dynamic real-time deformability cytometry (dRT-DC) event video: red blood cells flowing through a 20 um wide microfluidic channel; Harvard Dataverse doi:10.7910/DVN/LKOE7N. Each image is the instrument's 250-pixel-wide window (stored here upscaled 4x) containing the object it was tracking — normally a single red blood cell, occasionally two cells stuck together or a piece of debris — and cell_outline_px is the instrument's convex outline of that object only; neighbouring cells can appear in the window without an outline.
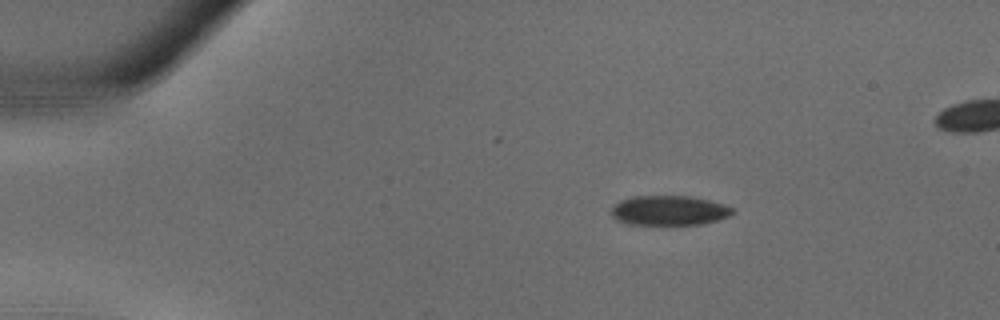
{"species": "common noctule bat (a hibernating species)", "species_latin": "Nyctalus noctula", "temperature_condition": "warm", "stored_images_in_passage": 31, "camera_frame_rate_fps": 3000, "um_per_image_px": 0.085, "animal": {"sex": "male", "body_mass_g": 18.8}, "frame": {"image": 1, "passage_image": 1, "time_ms": 0.0, "image_size_px": [1000, 320], "cell_outline_px": [[736, 212], [728, 216], [704, 224], [628, 224], [616, 220], [608, 212], [612, 204], [620, 200], [632, 196], [688, 196], [708, 200], [724, 204], [732, 208]], "centroid_in_image_um": [56.8, 17.88], "position_along_channel_um": 28.2, "area_um2": 21.15}}
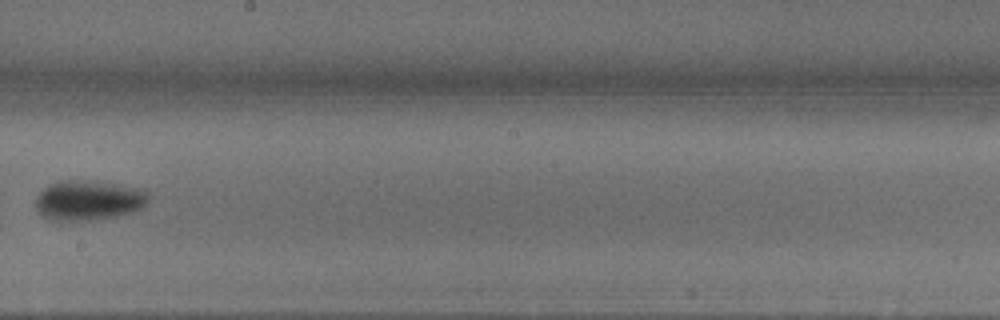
{"frame": {"image": 2, "passage_image": 16, "time_ms": 5.0, "image_size_px": [1000, 320], "cell_outline_px": [[148, 200], [140, 208], [132, 212], [116, 216], [92, 220], [52, 220], [44, 216], [36, 208], [36, 196], [44, 188], [52, 184], [64, 180], [92, 180], [116, 184], [136, 188], [148, 192]], "centroid_in_image_um": [7.51, 17.02], "position_along_channel_um": 240.7, "area_um2": 25.95}}
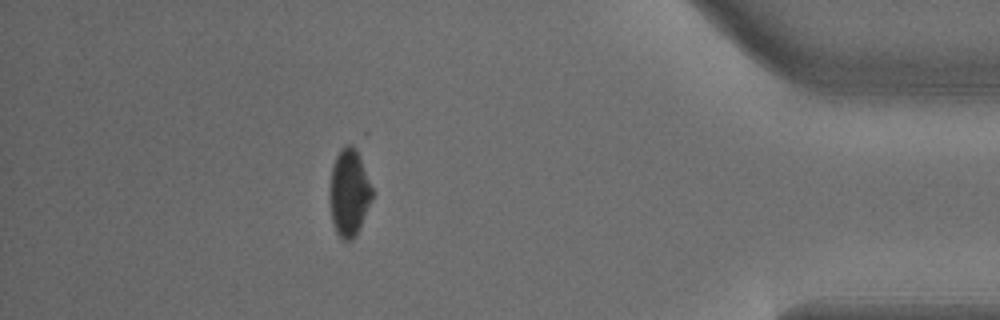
{"frame": {"image": 3, "passage_image": 27, "time_ms": 8.667, "image_size_px": [1000, 320], "cell_outline_px": [[372, 200], [352, 240], [344, 240], [336, 232], [332, 224], [328, 200], [328, 188], [332, 168], [336, 156], [340, 148], [356, 140], [372, 188]], "centroid_in_image_um": [29.65, 16.26], "position_along_channel_um": 405.6, "area_um2": 22.2}}